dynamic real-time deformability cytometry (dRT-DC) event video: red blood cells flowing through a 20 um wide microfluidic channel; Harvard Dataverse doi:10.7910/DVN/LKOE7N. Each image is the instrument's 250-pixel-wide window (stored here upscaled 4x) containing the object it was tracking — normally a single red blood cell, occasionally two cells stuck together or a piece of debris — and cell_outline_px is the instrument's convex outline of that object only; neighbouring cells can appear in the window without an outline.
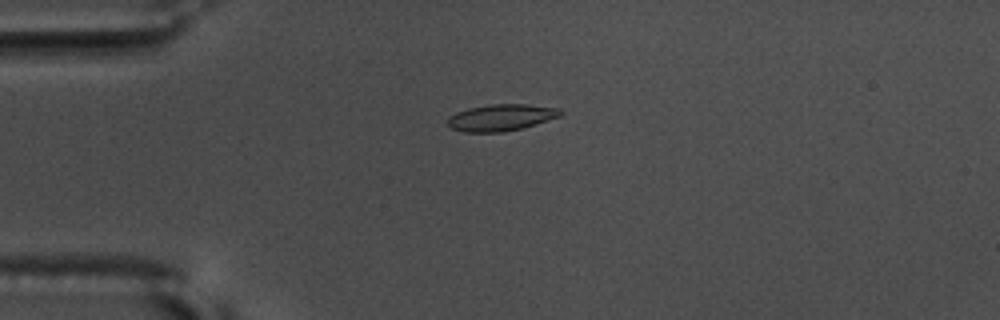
{"species": "common noctule bat (a hibernating species)", "species_latin": "Nyctalus noctula", "temperature_condition": "warm", "stored_images_in_passage": 46, "camera_frame_rate_fps": 3000, "um_per_image_px": 0.085, "animal": {"sex": "male", "body_mass_g": 17.5, "forearm_length_mm": 52.3}, "frame": {"image": 1, "passage_image": 4, "time_ms": 1.0, "image_size_px": [1000, 320], "cell_outline_px": [[564, 112], [560, 116], [536, 124], [504, 132], [464, 132], [452, 128], [448, 124], [448, 116], [456, 112], [468, 108], [492, 104], [524, 104], [560, 108]], "centroid_in_image_um": [42.59, 9.98], "position_along_channel_um": 42.4, "area_um2": 17.46}}
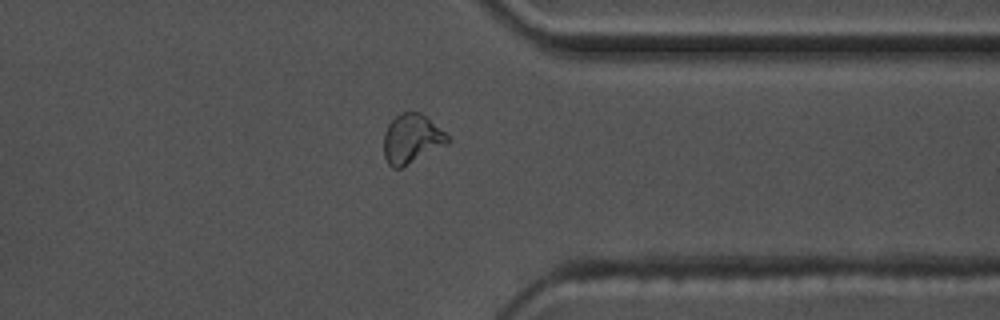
{"frame": {"image": 2, "passage_image": 34, "time_ms": 11.0, "image_size_px": [1000, 320], "cell_outline_px": [[448, 144], [400, 168], [392, 168], [388, 164], [384, 156], [384, 132], [388, 124], [400, 112], [420, 112], [444, 132], [448, 136]], "centroid_in_image_um": [34.96, 11.8], "position_along_channel_um": 376.4, "area_um2": 18.09}}
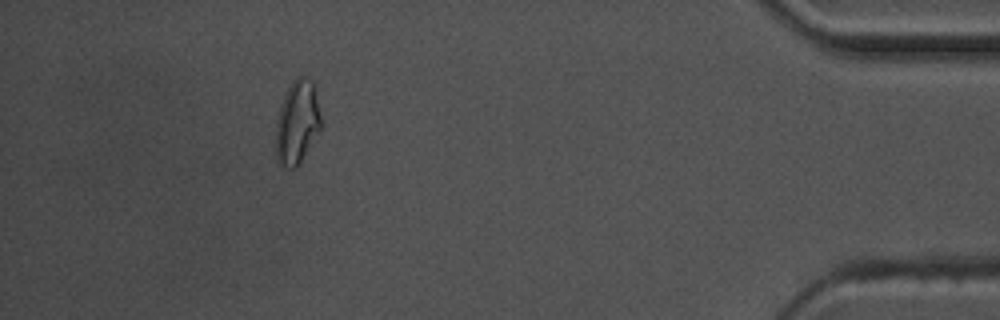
{"frame": {"image": 3, "passage_image": 41, "time_ms": 13.333, "image_size_px": [1000, 320], "cell_outline_px": [[320, 128], [296, 168], [288, 168], [276, 160], [276, 120], [280, 104], [292, 80], [296, 76], [304, 76], [312, 80], [316, 84], [320, 116]], "centroid_in_image_um": [25.25, 10.33], "position_along_channel_um": 409.9, "area_um2": 21.96}, "authors_computed_cell_mechanics": {"area_um2": 17.1088, "velocity_mm_per_s": 3.6308, "shape_relaxation_time_tau1_ms": 4.3233, "shape_relaxation_time_tau2_ms": 2.0972, "deformation_change_tau1": 0.1454, "deformation_change_tau2": 0.068}}